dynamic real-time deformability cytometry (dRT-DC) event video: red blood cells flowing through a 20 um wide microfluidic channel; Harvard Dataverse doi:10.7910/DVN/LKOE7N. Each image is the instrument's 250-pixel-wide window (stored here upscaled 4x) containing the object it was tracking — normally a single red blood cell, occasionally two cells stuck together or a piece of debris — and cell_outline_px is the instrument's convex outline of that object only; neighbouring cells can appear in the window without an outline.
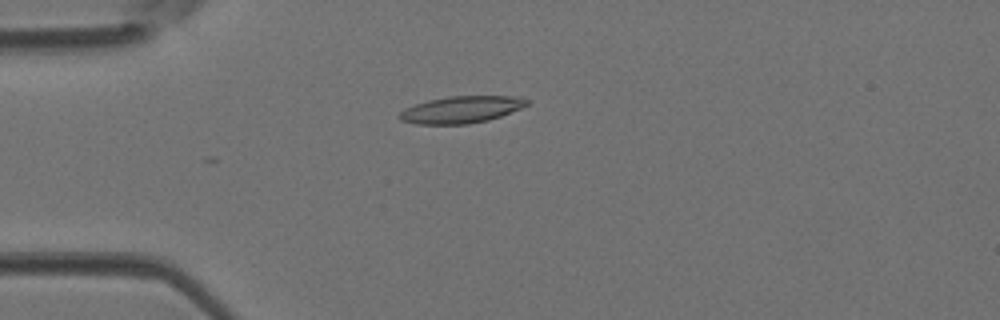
{"species": "Egyptian fruit bat (a non-hibernating species)", "species_latin": "Rousettus aegyptiacus", "temperature_condition": "room temperature", "stored_images_in_passage": 15, "camera_frame_rate_fps": 3000, "um_per_image_px": 0.085, "animal": {"sex": "female"}, "frame": {"image": 1, "passage_image": 12, "time_ms": 3.667, "image_size_px": [1000, 320], "cell_outline_px": [[528, 104], [520, 108], [500, 116], [488, 120], [468, 124], [416, 124], [400, 120], [396, 116], [404, 108], [428, 100], [452, 96], [512, 96], [528, 100]], "centroid_in_image_um": [39.15, 9.32], "position_along_channel_um": 45.9, "area_um2": 19.83}}